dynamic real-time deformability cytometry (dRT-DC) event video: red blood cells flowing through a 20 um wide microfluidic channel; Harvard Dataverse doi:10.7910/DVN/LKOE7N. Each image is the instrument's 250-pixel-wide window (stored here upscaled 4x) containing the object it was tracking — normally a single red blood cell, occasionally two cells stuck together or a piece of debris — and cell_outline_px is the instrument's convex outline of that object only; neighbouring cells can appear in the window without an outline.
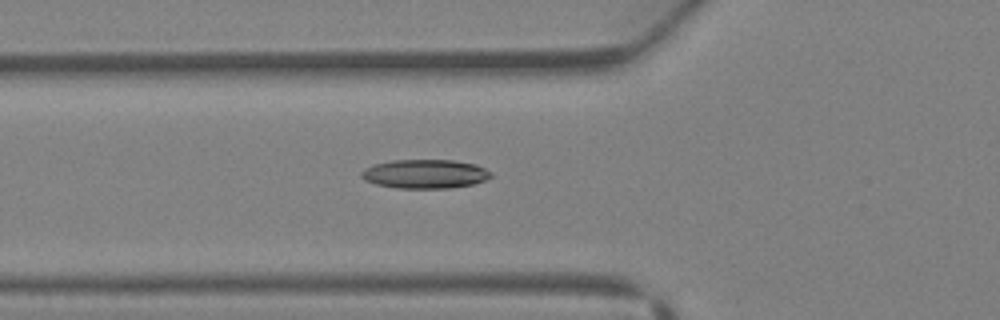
{"species": "Egyptian fruit bat (a non-hibernating species)", "species_latin": "Rousettus aegyptiacus", "temperature_condition": "warm", "stored_images_in_passage": 4, "camera_frame_rate_fps": 3000, "um_per_image_px": 0.085, "animal": {"sex": "female"}, "frame": {"image": 1, "passage_image": 3, "time_ms": 0.667, "image_size_px": [1000, 320], "cell_outline_px": [[492, 176], [484, 180], [472, 184], [448, 188], [396, 188], [376, 184], [364, 180], [360, 176], [360, 172], [364, 168], [372, 164], [392, 160], [452, 160], [476, 164], [492, 172]], "centroid_in_image_um": [36.08, 14.78], "position_along_channel_um": 89.7, "area_um2": 21.96}}